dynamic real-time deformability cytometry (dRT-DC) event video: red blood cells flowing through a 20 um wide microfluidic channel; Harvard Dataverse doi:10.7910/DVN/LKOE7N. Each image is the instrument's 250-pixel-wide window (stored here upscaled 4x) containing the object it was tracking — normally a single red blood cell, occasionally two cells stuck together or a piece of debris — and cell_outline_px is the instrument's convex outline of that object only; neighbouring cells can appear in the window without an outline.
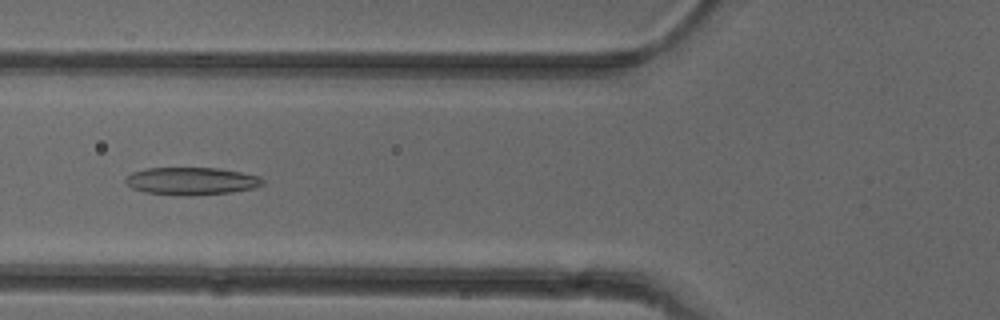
{"species": "common noctule bat (a hibernating species)", "species_latin": "Nyctalus noctula", "temperature_condition": "cold", "stored_images_in_passage": 52, "camera_frame_rate_fps": 3000, "um_per_image_px": 0.085, "animal": {"sex": "female"}, "frame": {"image": 1, "passage_image": 20, "time_ms": 6.333, "image_size_px": [1000, 320], "cell_outline_px": [[264, 184], [256, 188], [232, 192], [192, 196], [184, 196], [144, 192], [132, 188], [124, 180], [132, 172], [144, 168], [220, 168], [260, 176], [264, 180]], "centroid_in_image_um": [16.3, 15.39], "position_along_channel_um": 109.5, "area_um2": 22.25}}
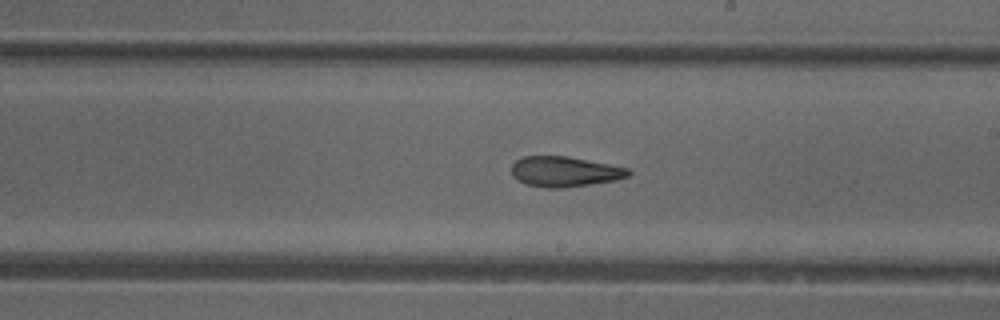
{"frame": {"image": 2, "passage_image": 30, "time_ms": 9.667, "image_size_px": [1000, 320], "cell_outline_px": [[632, 172], [628, 176], [616, 180], [560, 188], [548, 188], [528, 184], [512, 176], [512, 164], [516, 160], [524, 156], [568, 156], [628, 168]], "centroid_in_image_um": [48.0, 14.57], "position_along_channel_um": 241.0, "area_um2": 20.35}}
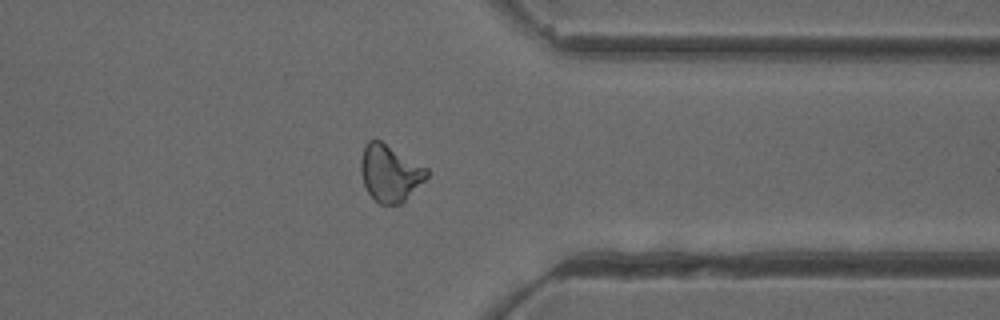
{"frame": {"image": 3, "passage_image": 41, "time_ms": 13.333, "image_size_px": [1000, 320], "cell_outline_px": [[428, 176], [400, 204], [380, 204], [368, 192], [364, 184], [360, 172], [360, 160], [364, 144], [368, 140], [380, 140], [428, 168]], "centroid_in_image_um": [33.11, 14.69], "position_along_channel_um": 378.3, "area_um2": 21.62}, "authors_computed_cell_mechanics": {"area_um2": 22.0218, "velocity_mm_per_s": 3.9346, "shape_relaxation_time_tau1_ms": null, "shape_relaxation_time_tau2_ms": 3.0502, "deformation_change_tau1": null, "deformation_change_tau2": 0.1055}}